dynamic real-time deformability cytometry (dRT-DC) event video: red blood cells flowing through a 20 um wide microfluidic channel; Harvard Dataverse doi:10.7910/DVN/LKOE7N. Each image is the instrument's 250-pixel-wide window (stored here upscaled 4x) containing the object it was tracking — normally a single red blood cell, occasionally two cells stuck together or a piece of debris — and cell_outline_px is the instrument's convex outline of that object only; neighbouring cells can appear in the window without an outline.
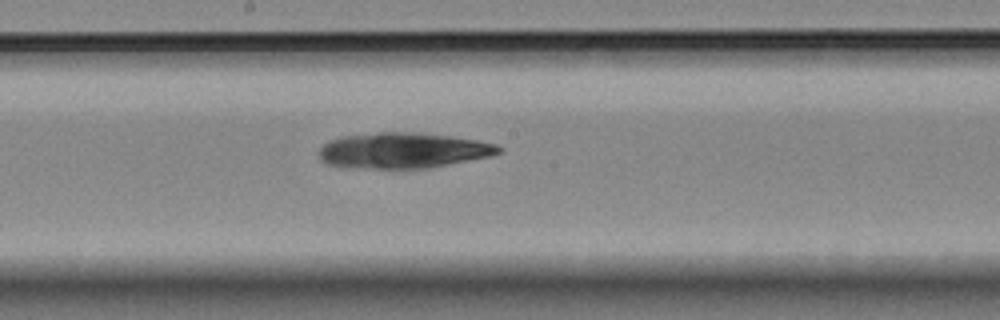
{"species": "Egyptian fruit bat (a non-hibernating species)", "species_latin": "Rousettus aegyptiacus", "temperature_condition": "room temperature", "stored_images_in_passage": 7, "camera_frame_rate_fps": 3000, "um_per_image_px": 0.085, "animal": {"sex": "female"}, "frame": {"image": 1, "passage_image": 7, "time_ms": 9.333, "image_size_px": [1000, 320], "cell_outline_px": [[504, 148], [500, 152], [492, 156], [428, 168], [344, 168], [328, 164], [320, 160], [320, 148], [328, 140], [340, 136], [380, 132], [416, 132], [448, 136], [476, 140], [496, 144]], "centroid_in_image_um": [34.23, 12.79], "position_along_channel_um": 214.0, "area_um2": 37.45}}